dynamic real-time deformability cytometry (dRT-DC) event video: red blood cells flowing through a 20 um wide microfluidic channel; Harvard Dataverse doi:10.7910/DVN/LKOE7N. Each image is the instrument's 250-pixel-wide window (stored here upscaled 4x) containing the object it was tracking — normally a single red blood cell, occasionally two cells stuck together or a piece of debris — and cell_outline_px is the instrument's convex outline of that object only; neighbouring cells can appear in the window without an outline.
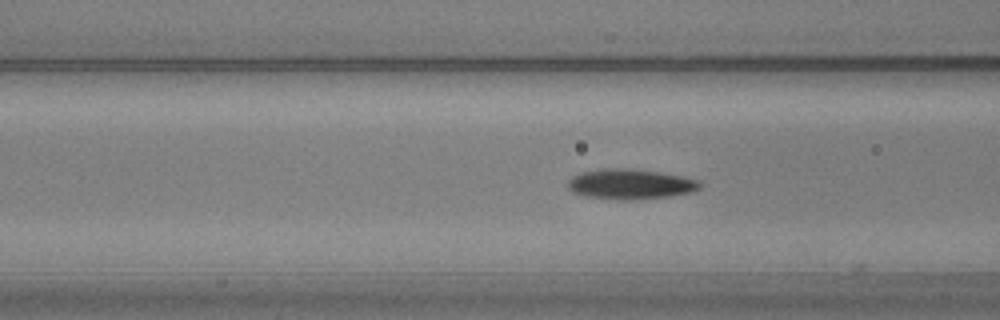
{"species": "common noctule bat (a hibernating species)", "species_latin": "Nyctalus noctula", "temperature_condition": "warm", "stored_images_in_passage": 55, "camera_frame_rate_fps": 3000, "um_per_image_px": 0.085, "animal": {"sex": "male", "body_mass_g": 20.5, "forearm_length_mm": 52.5}, "frame": {"image": 1, "passage_image": 20, "time_ms": 6.333, "image_size_px": [1000, 320], "cell_outline_px": [[704, 184], [696, 192], [668, 196], [636, 200], [616, 200], [584, 196], [572, 192], [568, 188], [568, 180], [572, 176], [580, 172], [600, 168], [624, 168], [660, 172], [684, 176], [700, 180]], "centroid_in_image_um": [53.61, 15.65], "position_along_channel_um": 113.0, "area_um2": 23.76}}
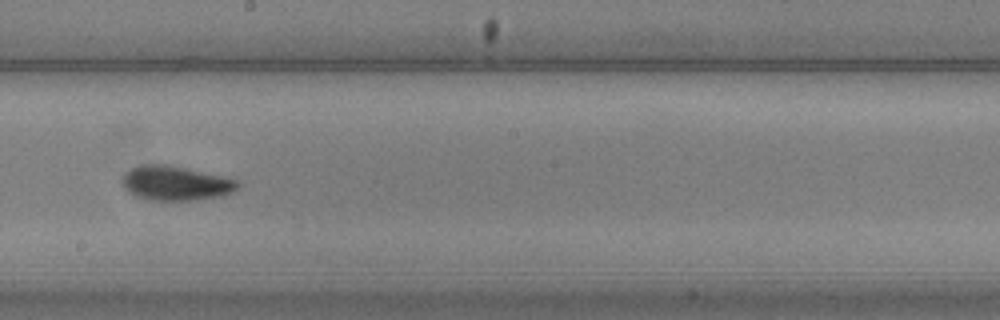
{"frame": {"image": 2, "passage_image": 30, "time_ms": 9.667, "image_size_px": [1000, 320], "cell_outline_px": [[240, 184], [232, 192], [224, 196], [196, 200], [148, 200], [132, 196], [124, 188], [120, 180], [132, 168], [140, 164], [168, 164], [240, 180]], "centroid_in_image_um": [14.92, 15.58], "position_along_channel_um": 233.3, "area_um2": 23.47}}
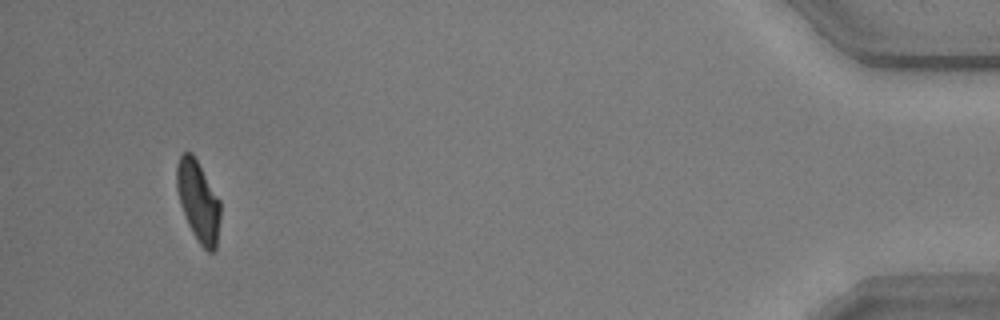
{"frame": {"image": 3, "passage_image": 52, "time_ms": 17.0, "image_size_px": [1000, 320], "cell_outline_px": [[220, 220], [216, 248], [212, 252], [208, 252], [200, 244], [192, 232], [188, 224], [180, 204], [176, 188], [176, 164], [180, 156], [184, 152], [192, 152], [220, 200]], "centroid_in_image_um": [16.84, 17.09], "position_along_channel_um": 418.4, "area_um2": 20.52}, "authors_computed_cell_mechanics": {"area_um2": 21.7328, "velocity_mm_per_s": 3.6043, "shape_relaxation_time_tau1_ms": 2.1467, "shape_relaxation_time_tau2_ms": 1.5342, "deformation_change_tau1": 0.1602, "deformation_change_tau2": 0.0802}}